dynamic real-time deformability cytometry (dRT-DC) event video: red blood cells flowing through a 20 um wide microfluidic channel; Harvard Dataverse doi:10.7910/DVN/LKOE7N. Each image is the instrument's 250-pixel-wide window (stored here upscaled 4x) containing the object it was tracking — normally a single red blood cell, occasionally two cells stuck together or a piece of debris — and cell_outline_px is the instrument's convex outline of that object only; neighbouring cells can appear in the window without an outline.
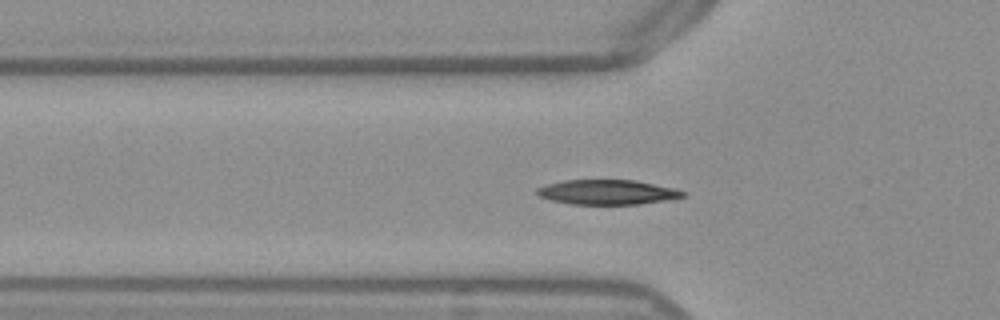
{"species": "Egyptian fruit bat (a non-hibernating species)", "species_latin": "Rousettus aegyptiacus", "temperature_condition": "warm", "stored_images_in_passage": 44, "camera_frame_rate_fps": 3000, "um_per_image_px": 0.085, "frame": {"image": 1, "passage_image": 8, "time_ms": 2.333, "image_size_px": [1000, 320], "cell_outline_px": [[688, 196], [640, 204], [572, 204], [552, 200], [540, 196], [532, 192], [536, 188], [548, 184], [564, 180], [636, 180], [676, 188], [684, 192]], "centroid_in_image_um": [51.62, 16.32], "position_along_channel_um": 74.2, "area_um2": 21.1}}
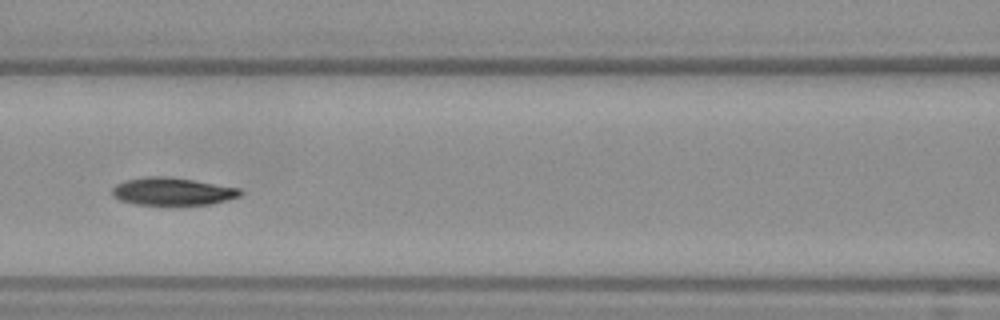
{"frame": {"image": 2, "passage_image": 14, "time_ms": 4.333, "image_size_px": [1000, 320], "cell_outline_px": [[244, 192], [240, 196], [212, 204], [180, 208], [172, 208], [132, 204], [120, 200], [112, 196], [112, 188], [116, 184], [124, 180], [144, 176], [172, 176], [240, 188]], "centroid_in_image_um": [14.65, 16.32], "position_along_channel_um": 152.0, "area_um2": 22.08}}
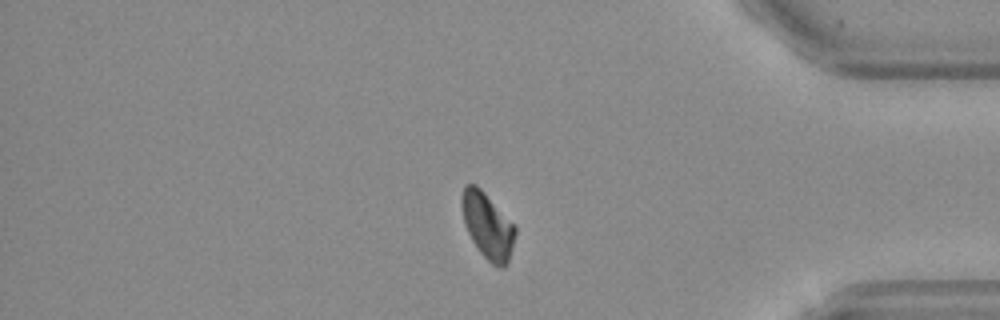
{"frame": {"image": 3, "passage_image": 35, "time_ms": 11.333, "image_size_px": [1000, 320], "cell_outline_px": [[516, 232], [508, 264], [504, 268], [500, 268], [492, 264], [480, 252], [472, 240], [464, 224], [460, 204], [460, 200], [464, 188], [468, 184], [476, 184], [484, 192], [516, 228]], "centroid_in_image_um": [41.42, 19.21], "position_along_channel_um": 393.8, "area_um2": 20.29}, "authors_computed_cell_mechanics": {"area_um2": 20.6924, "velocity_mm_per_s": 3.8351, "shape_relaxation_time_tau1_ms": 2.9591, "shape_relaxation_time_tau2_ms": 11.2593, "deformation_change_tau1": 0.1372, "deformation_change_tau2": 0.1552}}